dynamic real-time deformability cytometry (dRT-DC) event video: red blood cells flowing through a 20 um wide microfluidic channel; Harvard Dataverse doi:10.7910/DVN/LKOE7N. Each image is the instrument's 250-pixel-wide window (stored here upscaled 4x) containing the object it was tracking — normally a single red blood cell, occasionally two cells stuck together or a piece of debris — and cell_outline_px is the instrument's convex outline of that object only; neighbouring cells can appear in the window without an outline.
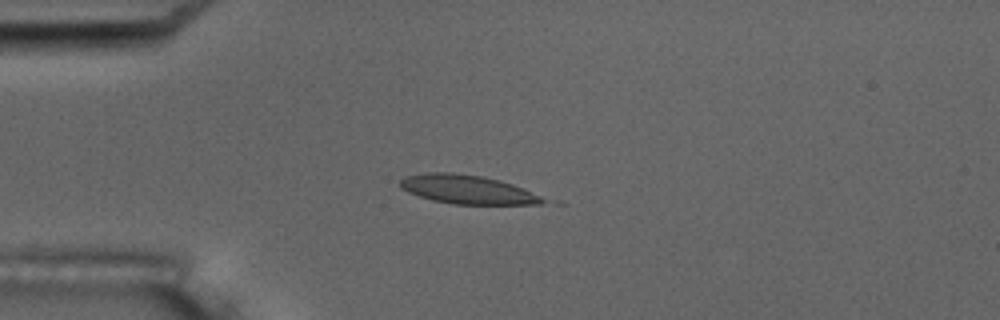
{"species": "common noctule bat (a hibernating species)", "species_latin": "Nyctalus noctula", "temperature_condition": "room temperature", "stored_images_in_passage": 6, "camera_frame_rate_fps": 3000, "um_per_image_px": 0.085, "animal": {"sex": "male", "body_mass_g": 17.5, "forearm_length_mm": 52.3}, "frame": {"image": 1, "passage_image": 4, "time_ms": 4.333, "image_size_px": [1000, 320], "cell_outline_px": [[548, 200], [540, 204], [456, 204], [432, 200], [408, 192], [400, 188], [400, 180], [404, 176], [424, 172], [452, 172], [484, 176], [500, 180], [524, 188]], "centroid_in_image_um": [39.7, 16.09], "position_along_channel_um": 45.3, "area_um2": 24.04}}